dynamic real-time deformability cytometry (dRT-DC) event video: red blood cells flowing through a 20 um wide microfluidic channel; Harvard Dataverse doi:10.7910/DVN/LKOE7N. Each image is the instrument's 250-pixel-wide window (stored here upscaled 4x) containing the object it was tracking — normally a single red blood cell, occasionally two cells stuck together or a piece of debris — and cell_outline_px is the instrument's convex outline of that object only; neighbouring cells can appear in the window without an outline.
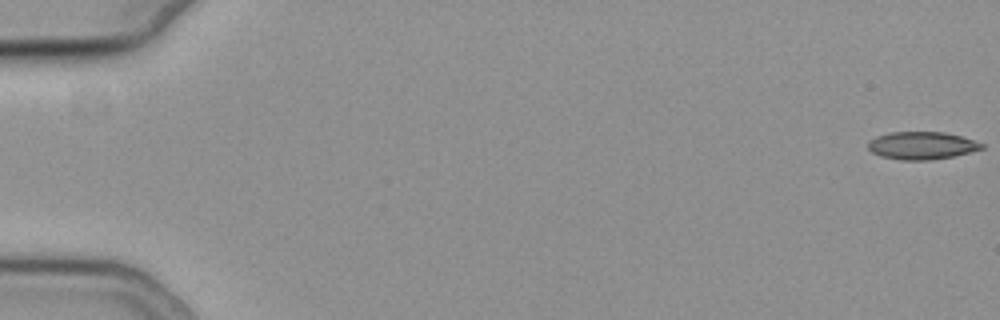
{"species": "common noctule bat (a hibernating species)", "species_latin": "Nyctalus noctula", "temperature_condition": "cold", "stored_images_in_passage": 25, "camera_frame_rate_fps": 3000, "um_per_image_px": 0.085, "animal": {"sex": "female", "body_mass_g": 19.3, "forearm_length_mm": 54.1}, "frame": {"image": 1, "passage_image": 1, "time_ms": 0.0, "image_size_px": [1000, 320], "cell_outline_px": [[984, 148], [952, 156], [928, 160], [900, 160], [880, 156], [872, 152], [868, 148], [868, 140], [876, 136], [888, 132], [944, 132], [960, 136], [984, 144]], "centroid_in_image_um": [78.29, 12.36], "position_along_channel_um": 6.7, "area_um2": 18.21}}
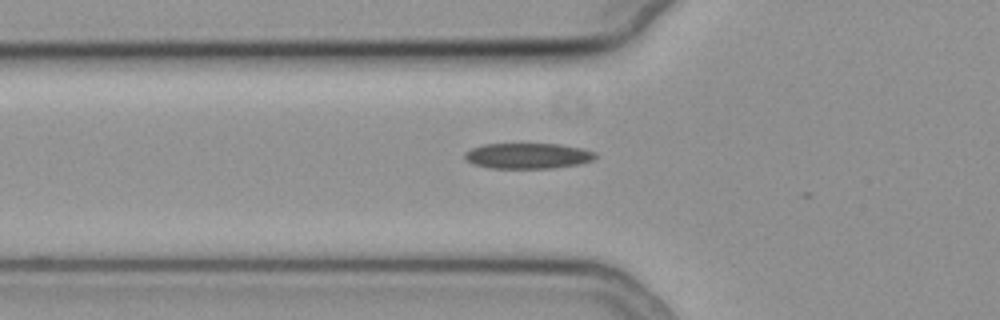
{"frame": {"image": 2, "passage_image": 21, "time_ms": 6.667, "image_size_px": [1000, 320], "cell_outline_px": [[596, 156], [592, 160], [580, 164], [552, 168], [488, 168], [472, 164], [464, 160], [464, 152], [472, 148], [484, 144], [560, 144], [580, 148], [596, 152]], "centroid_in_image_um": [44.82, 13.25], "position_along_channel_um": 81.0, "area_um2": 19.59}}
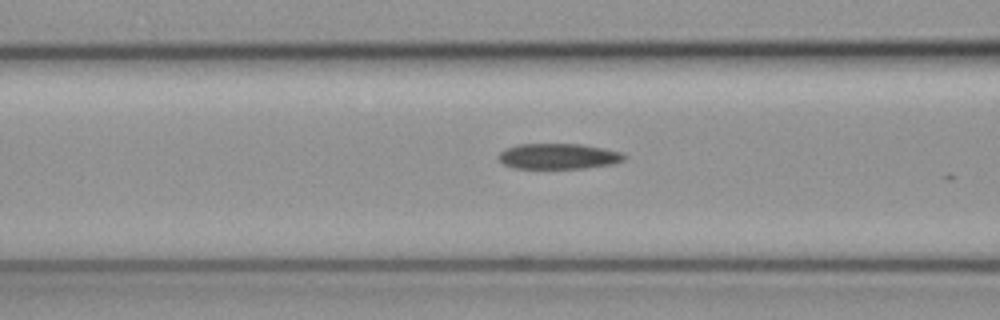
{"frame": {"image": 3, "passage_image": 24, "time_ms": 7.667, "image_size_px": [1000, 320], "cell_outline_px": [[624, 160], [612, 164], [584, 168], [512, 168], [504, 164], [496, 156], [500, 152], [516, 144], [580, 144], [604, 148], [624, 152]], "centroid_in_image_um": [47.46, 13.28], "position_along_channel_um": 119.1, "area_um2": 18.73}}